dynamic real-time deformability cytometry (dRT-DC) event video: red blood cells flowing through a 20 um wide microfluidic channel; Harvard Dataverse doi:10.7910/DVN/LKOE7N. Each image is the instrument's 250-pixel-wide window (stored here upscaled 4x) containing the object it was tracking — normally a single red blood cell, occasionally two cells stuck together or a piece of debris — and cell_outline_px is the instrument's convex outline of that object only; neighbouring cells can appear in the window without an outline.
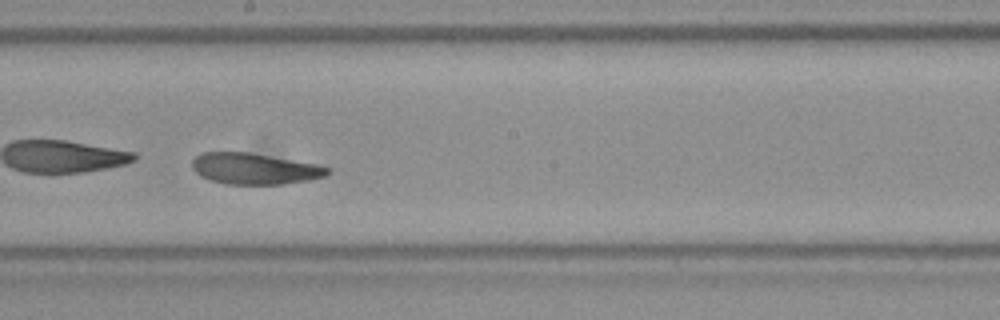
{"species": "Egyptian fruit bat (a non-hibernating species)", "species_latin": "Rousettus aegyptiacus", "temperature_condition": "room temperature", "stored_images_in_passage": 52, "camera_frame_rate_fps": 3000, "um_per_image_px": 0.085, "frame": {"image": 1, "passage_image": 30, "time_ms": 9.667, "image_size_px": [1000, 320], "cell_outline_px": [[332, 172], [324, 176], [308, 180], [284, 184], [224, 184], [208, 180], [200, 176], [192, 168], [192, 160], [200, 152], [248, 152], [316, 164], [332, 168]], "centroid_in_image_um": [21.62, 14.34], "position_along_channel_um": 226.6, "area_um2": 24.68}}
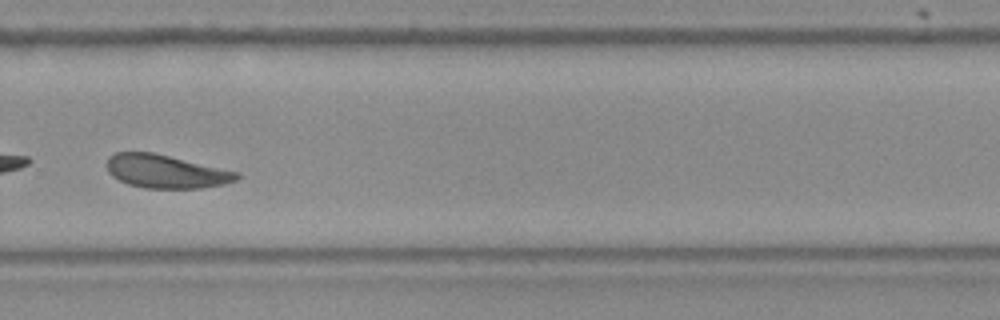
{"frame": {"image": 2, "passage_image": 37, "time_ms": 12.0, "image_size_px": [1000, 320], "cell_outline_px": [[240, 176], [236, 180], [224, 184], [200, 188], [144, 188], [128, 184], [112, 176], [108, 172], [108, 156], [116, 152], [152, 152], [240, 172]], "centroid_in_image_um": [14.11, 14.57], "position_along_channel_um": 315.7, "area_um2": 25.14}, "authors_computed_cell_mechanics": {"area_um2": 26.4724, "velocity_mm_per_s": 3.8216, "shape_relaxation_time_tau1_ms": 1.5027, "shape_relaxation_time_tau2_ms": 3.2933, "deformation_change_tau1": 0.2225, "deformation_change_tau2": 0.1099}}